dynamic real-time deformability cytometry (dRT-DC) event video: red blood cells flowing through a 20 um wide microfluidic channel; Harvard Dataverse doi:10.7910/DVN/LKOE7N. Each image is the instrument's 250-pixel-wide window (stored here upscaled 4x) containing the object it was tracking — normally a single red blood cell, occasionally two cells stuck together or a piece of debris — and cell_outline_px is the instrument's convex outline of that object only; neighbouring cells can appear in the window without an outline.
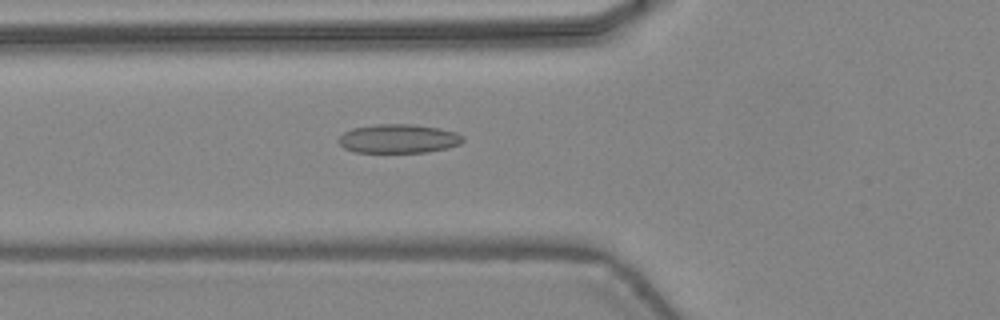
{"species": "common noctule bat (a hibernating species)", "species_latin": "Nyctalus noctula", "temperature_condition": "warm", "stored_images_in_passage": 46, "camera_frame_rate_fps": 3000, "um_per_image_px": 0.085, "animal": {"sex": "female", "body_mass_g": 24.6, "forearm_length_mm": 56.2}, "frame": {"image": 1, "passage_image": 17, "time_ms": 5.333, "image_size_px": [1000, 320], "cell_outline_px": [[464, 140], [460, 144], [448, 148], [428, 152], [356, 152], [344, 148], [336, 140], [344, 132], [352, 128], [376, 124], [412, 124], [440, 128], [456, 132], [464, 136]], "centroid_in_image_um": [33.89, 11.78], "position_along_channel_um": 91.9, "area_um2": 21.1}}
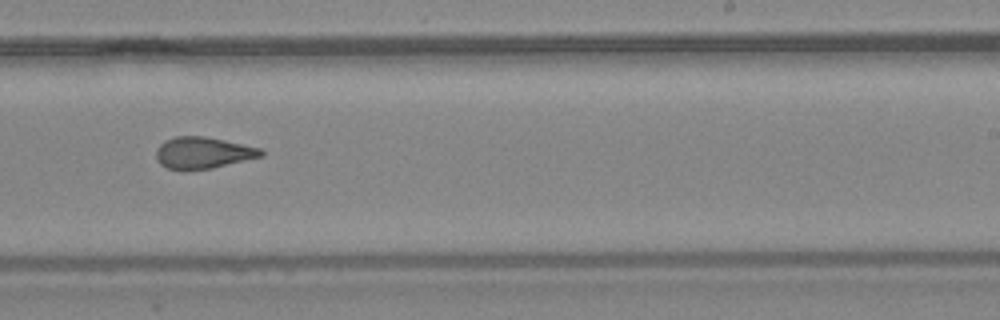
{"frame": {"image": 2, "passage_image": 29, "time_ms": 9.333, "image_size_px": [1000, 320], "cell_outline_px": [[264, 156], [212, 168], [168, 168], [160, 164], [156, 160], [156, 148], [164, 140], [176, 136], [204, 136], [224, 140], [260, 148], [264, 152]], "centroid_in_image_um": [17.25, 12.96], "position_along_channel_um": 271.7, "area_um2": 19.02}}
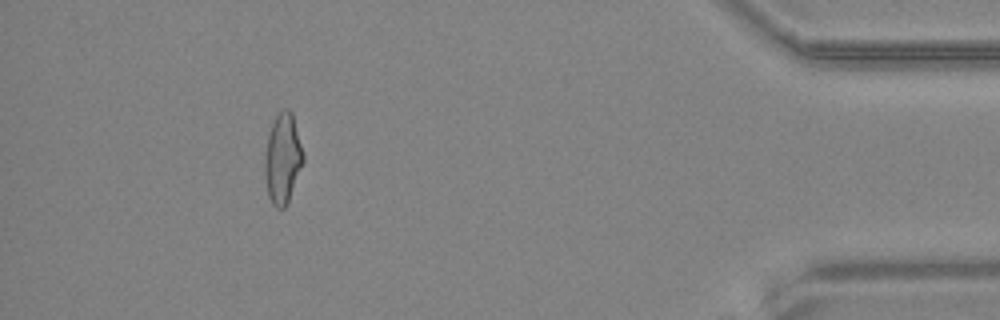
{"frame": {"image": 3, "passage_image": 42, "time_ms": 13.667, "image_size_px": [1000, 320], "cell_outline_px": [[304, 160], [288, 204], [284, 208], [276, 208], [272, 204], [268, 196], [264, 176], [264, 156], [268, 136], [272, 124], [276, 116], [284, 108], [288, 108], [292, 112], [304, 156]], "centroid_in_image_um": [24.02, 13.52], "position_along_channel_um": 411.2, "area_um2": 20.29}, "authors_computed_cell_mechanics": {"area_um2": 20.3167, "velocity_mm_per_s": 4.4873, "shape_relaxation_time_tau1_ms": null, "shape_relaxation_time_tau2_ms": 1.6316, "deformation_change_tau1": null, "deformation_change_tau2": 0.0992}}